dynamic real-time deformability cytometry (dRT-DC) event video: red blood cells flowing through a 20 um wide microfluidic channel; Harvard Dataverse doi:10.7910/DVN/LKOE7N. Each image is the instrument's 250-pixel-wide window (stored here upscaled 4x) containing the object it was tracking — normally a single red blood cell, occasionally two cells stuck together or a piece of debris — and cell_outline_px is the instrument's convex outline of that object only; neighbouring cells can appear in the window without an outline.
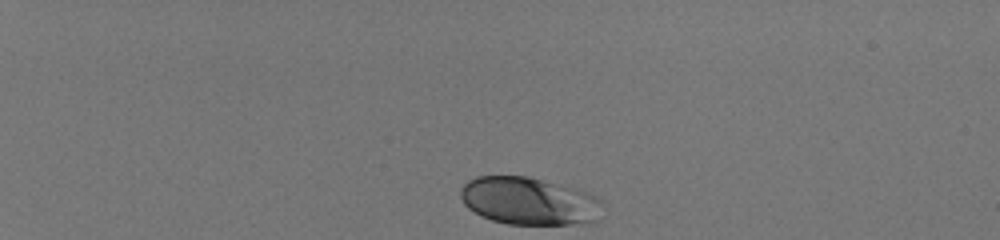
{"species": "human", "species_latin": "Homo sapiens", "temperature_condition": "room temperature", "stored_images_in_passage": 39, "camera_frame_rate_fps": 3000, "um_per_image_px": 0.085, "donor": {"sex": "male"}, "frame": {"image": 1, "passage_image": 1, "time_ms": 0.0, "image_size_px": [1000, 240], "cell_outline_px": [[596, 220], [572, 224], [508, 224], [492, 220], [480, 216], [468, 208], [464, 204], [460, 196], [460, 192], [464, 184], [468, 180], [476, 176], [528, 176], [580, 188], [592, 196], [596, 200]], "centroid_in_image_um": [44.84, 17.06], "position_along_channel_um": 40.2, "area_um2": 38.9}}
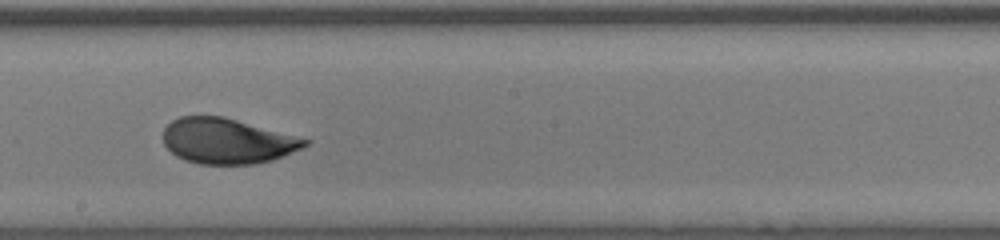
{"frame": {"image": 2, "passage_image": 23, "time_ms": 7.333, "image_size_px": [1000, 240], "cell_outline_px": [[312, 140], [308, 144], [300, 148], [272, 160], [256, 164], [200, 164], [184, 160], [176, 156], [164, 144], [164, 128], [172, 120], [180, 116], [224, 116]], "centroid_in_image_um": [19.3, 11.98], "position_along_channel_um": 228.9, "area_um2": 37.4}}
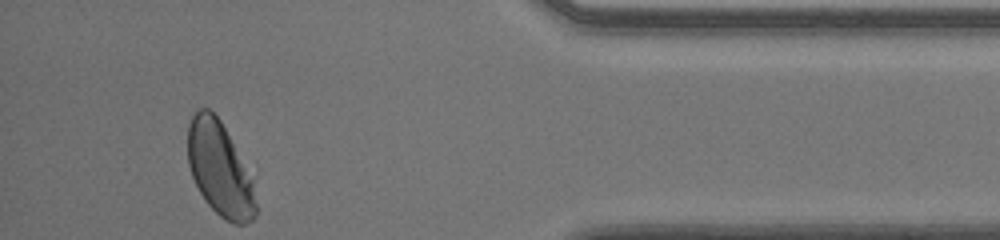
{"frame": {"image": 3, "passage_image": 39, "time_ms": 12.667, "image_size_px": [1000, 240], "cell_outline_px": [[256, 216], [252, 220], [244, 224], [232, 224], [220, 216], [208, 204], [200, 192], [192, 176], [188, 164], [188, 124], [196, 108], [208, 108], [220, 120], [252, 180], [256, 204]], "centroid_in_image_um": [18.65, 14.38], "position_along_channel_um": 416.5, "area_um2": 36.65}, "authors_computed_cell_mechanics": {"area_um2": 37.8012, "velocity_mm_per_s": 4.0104, "shape_relaxation_time_tau1_ms": 3.5561, "shape_relaxation_time_tau2_ms": null, "deformation_change_tau1": 0.134, "deformation_change_tau2": null}}